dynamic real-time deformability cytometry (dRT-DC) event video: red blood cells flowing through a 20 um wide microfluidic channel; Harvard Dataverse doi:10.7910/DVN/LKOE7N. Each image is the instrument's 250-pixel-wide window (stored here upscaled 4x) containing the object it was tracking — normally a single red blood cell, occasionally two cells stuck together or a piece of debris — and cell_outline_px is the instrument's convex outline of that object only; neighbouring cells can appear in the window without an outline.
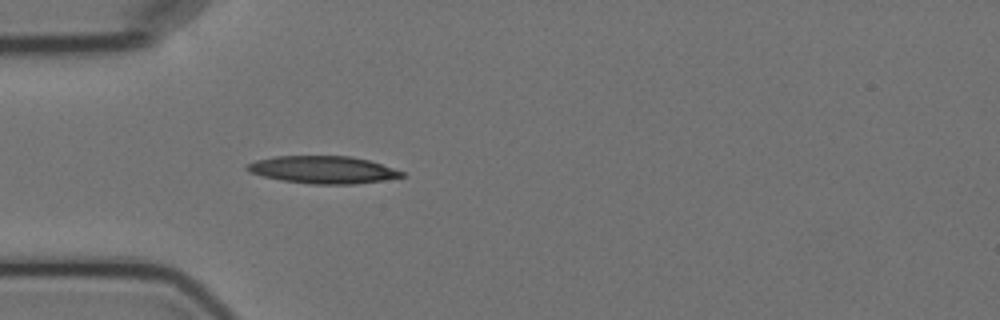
{"species": "Egyptian fruit bat (a non-hibernating species)", "species_latin": "Rousettus aegyptiacus", "temperature_condition": "cold", "stored_images_in_passage": 3, "camera_frame_rate_fps": 3000, "um_per_image_px": 0.085, "animal": {"sex": "female"}, "frame": {"image": 1, "passage_image": 3, "time_ms": 2.333, "image_size_px": [1000, 320], "cell_outline_px": [[408, 176], [384, 180], [352, 184], [308, 184], [280, 180], [248, 172], [244, 168], [248, 164], [256, 160], [276, 156], [348, 156], [368, 160], [404, 172]], "centroid_in_image_um": [27.44, 14.43], "position_along_channel_um": 57.6, "area_um2": 24.68}}